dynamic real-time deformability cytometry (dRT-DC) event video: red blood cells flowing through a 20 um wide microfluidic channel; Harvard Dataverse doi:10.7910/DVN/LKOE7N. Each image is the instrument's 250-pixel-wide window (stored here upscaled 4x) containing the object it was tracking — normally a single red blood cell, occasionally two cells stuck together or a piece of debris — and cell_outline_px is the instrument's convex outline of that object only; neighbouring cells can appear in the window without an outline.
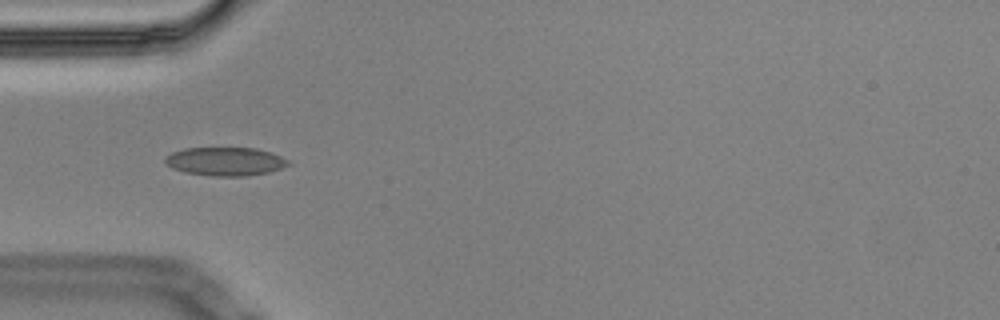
{"species": "Egyptian fruit bat (a non-hibernating species)", "species_latin": "Rousettus aegyptiacus", "temperature_condition": "cold", "stored_images_in_passage": 12, "camera_frame_rate_fps": 3000, "um_per_image_px": 0.085, "animal": {"sex": "male"}, "frame": {"image": 1, "passage_image": 6, "time_ms": 1.667, "image_size_px": [1000, 320], "cell_outline_px": [[292, 164], [268, 172], [248, 176], [212, 176], [184, 172], [172, 168], [164, 160], [164, 156], [172, 152], [184, 148], [256, 148], [272, 152], [288, 160]], "centroid_in_image_um": [19.15, 13.72], "position_along_channel_um": 65.9, "area_um2": 20.52}}
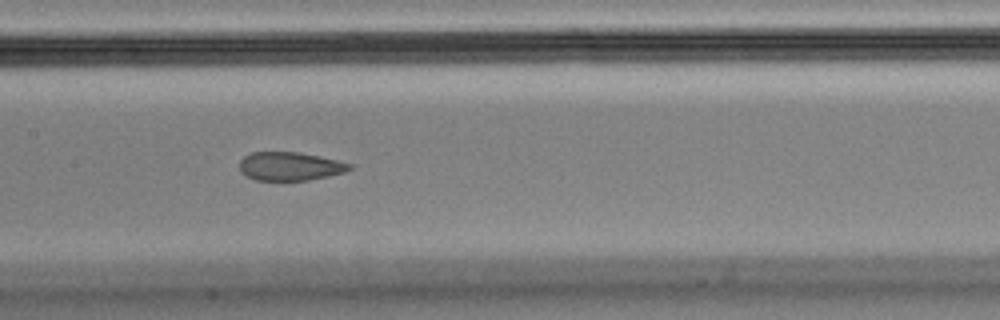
{"frame": {"image": 2, "passage_image": 9, "time_ms": 2.667, "image_size_px": [1000, 320], "cell_outline_px": [[352, 168], [344, 172], [328, 176], [308, 180], [256, 180], [244, 176], [240, 172], [240, 160], [244, 156], [252, 152], [300, 152], [320, 156], [352, 164]], "centroid_in_image_um": [24.62, 14.13], "position_along_channel_um": 182.8, "area_um2": 18.32}}
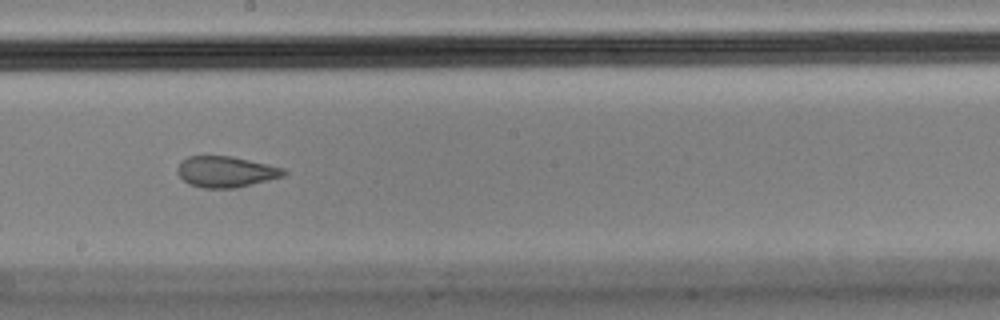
{"frame": {"image": 3, "passage_image": 10, "time_ms": 3.0, "image_size_px": [1000, 320], "cell_outline_px": [[288, 172], [284, 176], [236, 188], [204, 188], [188, 184], [176, 172], [176, 168], [188, 156], [232, 156], [268, 164], [284, 168]], "centroid_in_image_um": [19.21, 14.6], "position_along_channel_um": 229.0, "area_um2": 19.19}}